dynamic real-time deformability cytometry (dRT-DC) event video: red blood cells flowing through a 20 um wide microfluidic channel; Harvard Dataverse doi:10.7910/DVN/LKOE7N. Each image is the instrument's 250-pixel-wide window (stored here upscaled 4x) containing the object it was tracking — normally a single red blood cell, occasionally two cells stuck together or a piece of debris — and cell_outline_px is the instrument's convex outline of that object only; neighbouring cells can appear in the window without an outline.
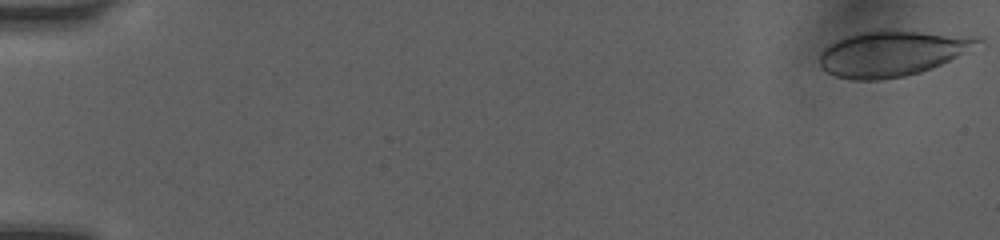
{"species": "human", "species_latin": "Homo sapiens", "temperature_condition": "room temperature", "stored_images_in_passage": 30, "camera_frame_rate_fps": 3000, "um_per_image_px": 0.085, "donor": {"sex": "female"}, "frame": {"image": 1, "passage_image": 1, "time_ms": 0.0, "image_size_px": [1000, 240], "cell_outline_px": [[984, 40], [956, 56], [932, 68], [920, 72], [904, 76], [880, 80], [848, 80], [836, 76], [820, 68], [820, 52], [824, 48], [836, 40], [856, 32], [876, 28], [888, 28], [984, 36]], "centroid_in_image_um": [75.8, 4.49], "position_along_channel_um": 9.2, "area_um2": 42.77}}
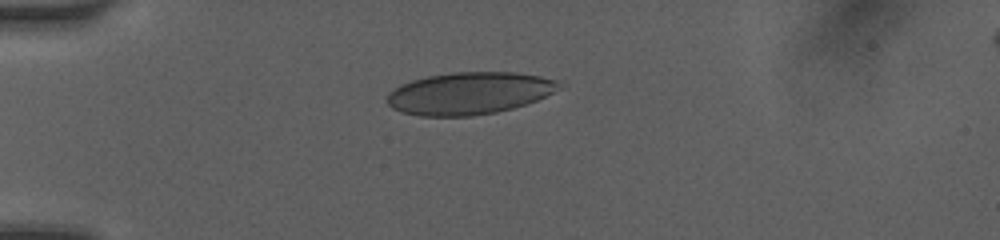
{"frame": {"image": 2, "passage_image": 19, "time_ms": 4.333, "image_size_px": [1000, 240], "cell_outline_px": [[568, 88], [536, 100], [512, 108], [496, 112], [472, 116], [420, 116], [400, 112], [392, 108], [388, 104], [388, 92], [400, 84], [412, 80], [428, 76], [452, 72], [512, 72], [540, 76], [556, 80]], "centroid_in_image_um": [39.93, 7.92], "position_along_channel_um": 45.1, "area_um2": 42.66}}
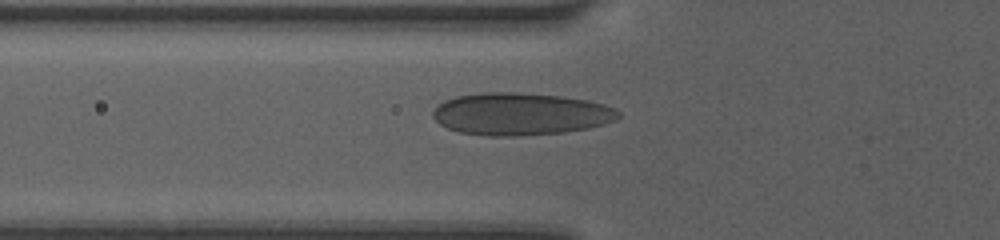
{"frame": {"image": 3, "passage_image": 27, "time_ms": 6.0, "image_size_px": [1000, 240], "cell_outline_px": [[620, 116], [612, 120], [588, 128], [564, 132], [516, 136], [488, 136], [460, 132], [448, 128], [440, 124], [432, 116], [432, 112], [444, 100], [456, 96], [484, 92], [516, 92], [560, 96], [588, 100], [604, 104], [616, 108], [620, 112]], "centroid_in_image_um": [44.23, 9.68], "position_along_channel_um": 81.6, "area_um2": 45.6}}